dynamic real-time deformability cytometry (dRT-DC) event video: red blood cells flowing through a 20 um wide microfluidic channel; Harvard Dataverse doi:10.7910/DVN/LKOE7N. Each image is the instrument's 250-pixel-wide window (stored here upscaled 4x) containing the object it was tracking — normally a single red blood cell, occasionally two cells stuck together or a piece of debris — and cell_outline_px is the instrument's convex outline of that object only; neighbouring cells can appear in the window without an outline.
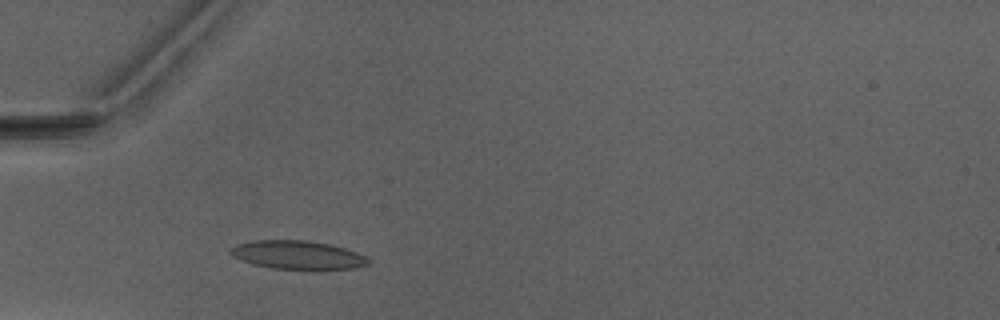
{"species": "Egyptian fruit bat (a non-hibernating species)", "species_latin": "Rousettus aegyptiacus", "temperature_condition": "warm", "stored_images_in_passage": 1, "camera_frame_rate_fps": 3000, "um_per_image_px": 0.085, "animal": {"sex": "male"}, "frame": {"image": 1, "passage_image": 1, "time_ms": 0.0, "image_size_px": [1000, 320], "cell_outline_px": [[372, 260], [368, 264], [352, 268], [272, 268], [240, 260], [232, 256], [228, 252], [228, 248], [236, 244], [252, 240], [308, 240], [328, 244], [344, 248], [356, 252]], "centroid_in_image_um": [25.22, 21.64], "position_along_channel_um": 59.8, "area_um2": 22.54}}